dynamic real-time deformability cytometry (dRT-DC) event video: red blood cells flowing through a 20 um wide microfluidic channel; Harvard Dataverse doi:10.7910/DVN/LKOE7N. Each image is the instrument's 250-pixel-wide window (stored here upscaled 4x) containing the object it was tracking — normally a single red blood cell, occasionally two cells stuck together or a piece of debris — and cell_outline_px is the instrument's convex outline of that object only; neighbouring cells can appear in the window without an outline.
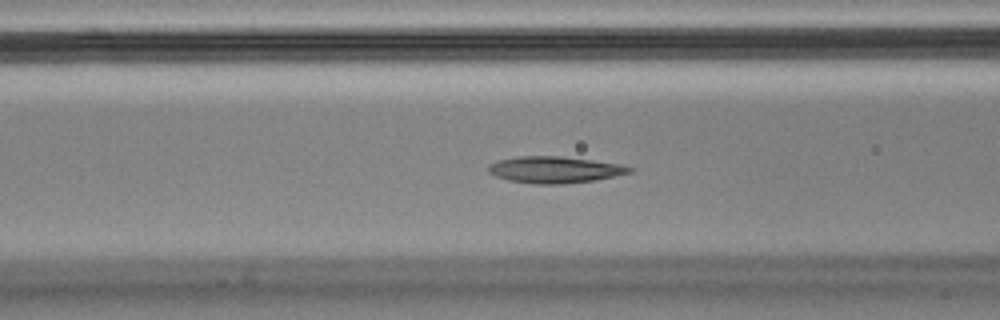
{"species": "Egyptian fruit bat (a non-hibernating species)", "species_latin": "Rousettus aegyptiacus", "temperature_condition": "cold", "stored_images_in_passage": 57, "camera_frame_rate_fps": 3000, "um_per_image_px": 0.085, "animal": {"sex": "male"}, "frame": {"image": 1, "passage_image": 21, "time_ms": 6.667, "image_size_px": [1000, 320], "cell_outline_px": [[632, 172], [596, 180], [564, 184], [532, 184], [508, 180], [496, 176], [488, 172], [488, 168], [492, 164], [500, 160], [516, 156], [560, 156], [592, 160], [620, 164], [632, 168]], "centroid_in_image_um": [47.15, 14.43], "position_along_channel_um": 119.4, "area_um2": 21.73}}
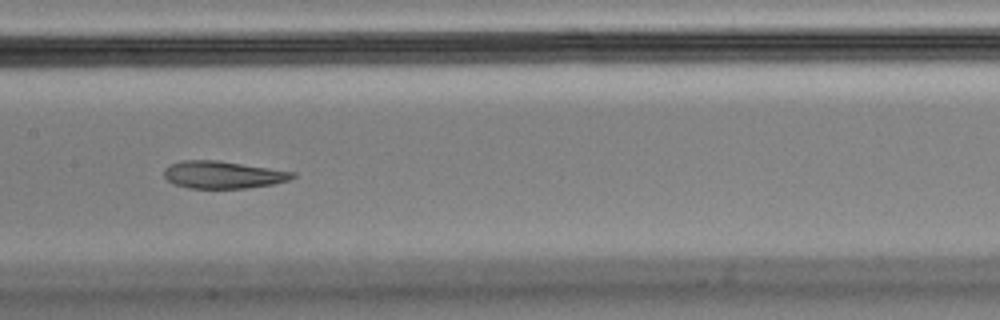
{"frame": {"image": 2, "passage_image": 27, "time_ms": 8.667, "image_size_px": [1000, 320], "cell_outline_px": [[296, 176], [288, 180], [272, 184], [248, 188], [188, 188], [176, 184], [168, 180], [164, 176], [164, 168], [168, 164], [180, 160], [216, 160], [296, 172]], "centroid_in_image_um": [18.92, 14.84], "position_along_channel_um": 188.5, "area_um2": 20.46}}
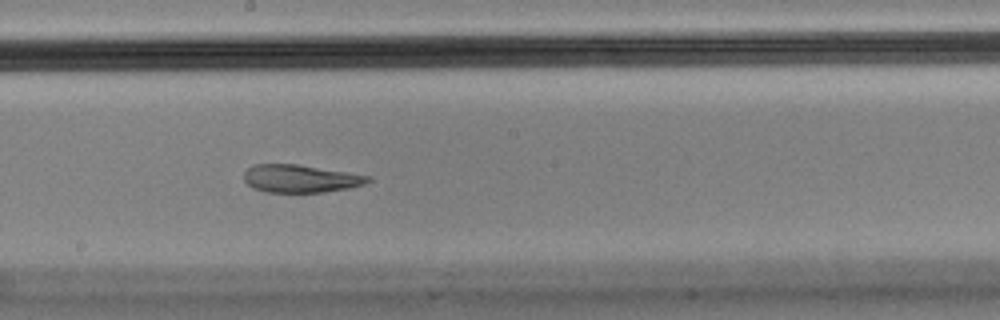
{"frame": {"image": 3, "passage_image": 30, "time_ms": 9.667, "image_size_px": [1000, 320], "cell_outline_px": [[372, 180], [364, 184], [348, 188], [324, 192], [264, 192], [252, 188], [244, 180], [244, 172], [252, 164], [296, 164], [372, 176]], "centroid_in_image_um": [25.52, 15.18], "position_along_channel_um": 222.7, "area_um2": 20.11}, "authors_computed_cell_mechanics": {"area_um2": 21.7328, "velocity_mm_per_s": 3.44, "shape_relaxation_time_tau1_ms": null, "shape_relaxation_time_tau2_ms": 2.3174, "deformation_change_tau1": null, "deformation_change_tau2": 0.0987}}